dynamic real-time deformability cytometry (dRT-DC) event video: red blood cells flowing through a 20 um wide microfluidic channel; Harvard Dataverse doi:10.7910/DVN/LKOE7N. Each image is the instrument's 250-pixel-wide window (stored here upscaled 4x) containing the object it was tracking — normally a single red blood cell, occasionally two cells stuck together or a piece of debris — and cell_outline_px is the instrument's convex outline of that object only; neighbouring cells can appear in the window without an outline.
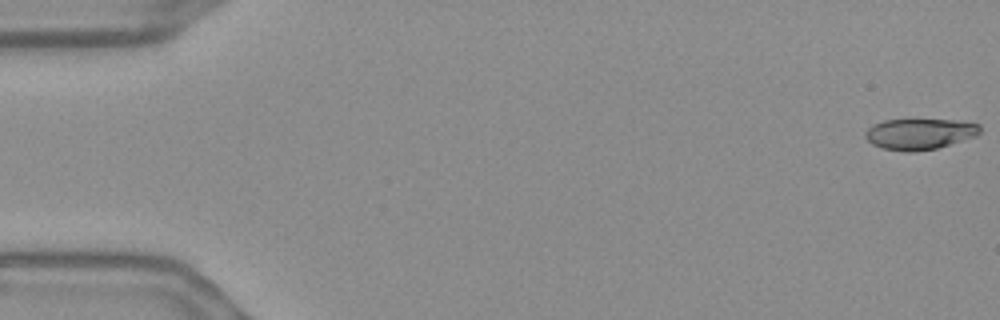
{"species": "Egyptian fruit bat (a non-hibernating species)", "species_latin": "Rousettus aegyptiacus", "temperature_condition": "warm", "stored_images_in_passage": 56, "camera_frame_rate_fps": 3000, "um_per_image_px": 0.085, "frame": {"image": 1, "passage_image": 1, "time_ms": 0.0, "image_size_px": [1000, 320], "cell_outline_px": [[980, 132], [976, 136], [936, 148], [916, 152], [904, 152], [880, 148], [872, 144], [864, 136], [864, 132], [872, 124], [884, 120], [956, 120], [980, 124]], "centroid_in_image_um": [78.13, 11.39], "position_along_channel_um": 6.9, "area_um2": 20.75}}
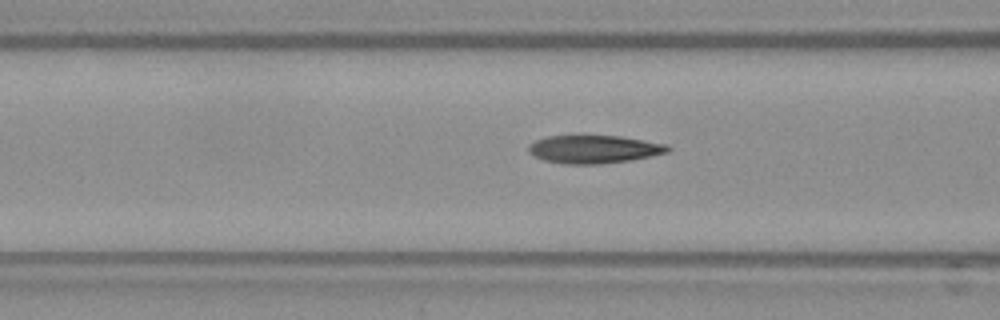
{"frame": {"image": 2, "passage_image": 22, "time_ms": 7.0, "image_size_px": [1000, 320], "cell_outline_px": [[672, 148], [668, 152], [652, 156], [632, 160], [600, 164], [564, 164], [544, 160], [528, 152], [528, 144], [536, 140], [548, 136], [620, 136], [668, 144]], "centroid_in_image_um": [50.52, 12.69], "position_along_channel_um": 116.1, "area_um2": 22.83}}
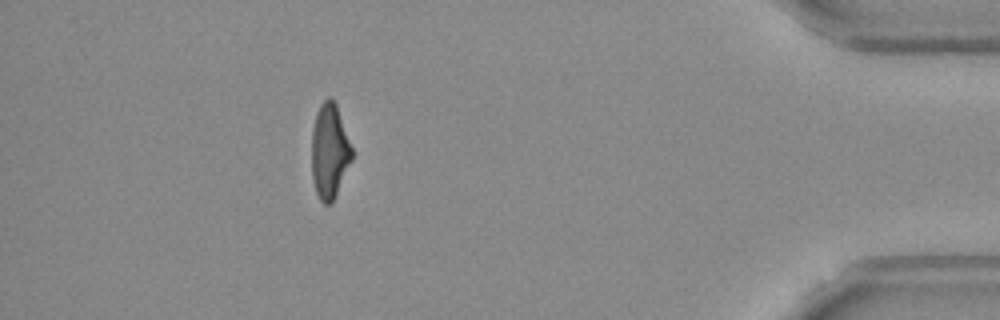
{"frame": {"image": 3, "passage_image": 50, "time_ms": 16.333, "image_size_px": [1000, 320], "cell_outline_px": [[352, 160], [336, 196], [332, 204], [324, 204], [320, 200], [316, 192], [312, 180], [312, 128], [316, 112], [320, 104], [328, 96], [336, 104], [352, 148]], "centroid_in_image_um": [28.0, 12.88], "position_along_channel_um": 407.2, "area_um2": 22.31}, "authors_computed_cell_mechanics": {"area_um2": 22.6576, "velocity_mm_per_s": 3.6768, "shape_relaxation_time_tau1_ms": 4.8692, "shape_relaxation_time_tau2_ms": 1.5323, "deformation_change_tau1": 0.2165, "deformation_change_tau2": 0.1125}}